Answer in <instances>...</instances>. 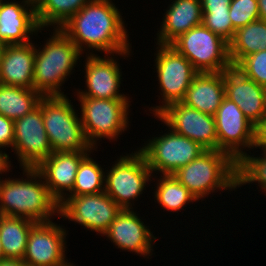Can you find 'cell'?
I'll list each match as a JSON object with an SVG mask.
<instances>
[{
  "label": "cell",
  "instance_id": "39",
  "mask_svg": "<svg viewBox=\"0 0 266 266\" xmlns=\"http://www.w3.org/2000/svg\"><path fill=\"white\" fill-rule=\"evenodd\" d=\"M259 18L266 21V0H257Z\"/></svg>",
  "mask_w": 266,
  "mask_h": 266
},
{
  "label": "cell",
  "instance_id": "32",
  "mask_svg": "<svg viewBox=\"0 0 266 266\" xmlns=\"http://www.w3.org/2000/svg\"><path fill=\"white\" fill-rule=\"evenodd\" d=\"M245 77L266 87V50L244 57L236 66Z\"/></svg>",
  "mask_w": 266,
  "mask_h": 266
},
{
  "label": "cell",
  "instance_id": "8",
  "mask_svg": "<svg viewBox=\"0 0 266 266\" xmlns=\"http://www.w3.org/2000/svg\"><path fill=\"white\" fill-rule=\"evenodd\" d=\"M198 73H219L232 67L229 43L203 24L181 34L170 44Z\"/></svg>",
  "mask_w": 266,
  "mask_h": 266
},
{
  "label": "cell",
  "instance_id": "18",
  "mask_svg": "<svg viewBox=\"0 0 266 266\" xmlns=\"http://www.w3.org/2000/svg\"><path fill=\"white\" fill-rule=\"evenodd\" d=\"M42 29L36 20L35 3L30 0H4L0 7V43L25 44Z\"/></svg>",
  "mask_w": 266,
  "mask_h": 266
},
{
  "label": "cell",
  "instance_id": "38",
  "mask_svg": "<svg viewBox=\"0 0 266 266\" xmlns=\"http://www.w3.org/2000/svg\"><path fill=\"white\" fill-rule=\"evenodd\" d=\"M0 266H28V264L23 259L3 258L0 260Z\"/></svg>",
  "mask_w": 266,
  "mask_h": 266
},
{
  "label": "cell",
  "instance_id": "3",
  "mask_svg": "<svg viewBox=\"0 0 266 266\" xmlns=\"http://www.w3.org/2000/svg\"><path fill=\"white\" fill-rule=\"evenodd\" d=\"M52 31L44 45H35L33 89L42 96H66L61 88L84 56L60 29Z\"/></svg>",
  "mask_w": 266,
  "mask_h": 266
},
{
  "label": "cell",
  "instance_id": "6",
  "mask_svg": "<svg viewBox=\"0 0 266 266\" xmlns=\"http://www.w3.org/2000/svg\"><path fill=\"white\" fill-rule=\"evenodd\" d=\"M80 119L88 142L97 149L98 141H117L129 127L130 99L77 97Z\"/></svg>",
  "mask_w": 266,
  "mask_h": 266
},
{
  "label": "cell",
  "instance_id": "40",
  "mask_svg": "<svg viewBox=\"0 0 266 266\" xmlns=\"http://www.w3.org/2000/svg\"><path fill=\"white\" fill-rule=\"evenodd\" d=\"M4 46H5L4 44L0 43V58H1L2 50H3Z\"/></svg>",
  "mask_w": 266,
  "mask_h": 266
},
{
  "label": "cell",
  "instance_id": "23",
  "mask_svg": "<svg viewBox=\"0 0 266 266\" xmlns=\"http://www.w3.org/2000/svg\"><path fill=\"white\" fill-rule=\"evenodd\" d=\"M225 97L223 72L197 73L181 101L202 113L215 115Z\"/></svg>",
  "mask_w": 266,
  "mask_h": 266
},
{
  "label": "cell",
  "instance_id": "29",
  "mask_svg": "<svg viewBox=\"0 0 266 266\" xmlns=\"http://www.w3.org/2000/svg\"><path fill=\"white\" fill-rule=\"evenodd\" d=\"M91 154L93 153L90 152L79 164L74 187L67 196L98 194L104 191L106 171Z\"/></svg>",
  "mask_w": 266,
  "mask_h": 266
},
{
  "label": "cell",
  "instance_id": "22",
  "mask_svg": "<svg viewBox=\"0 0 266 266\" xmlns=\"http://www.w3.org/2000/svg\"><path fill=\"white\" fill-rule=\"evenodd\" d=\"M171 3L157 31L156 44H170L181 34L202 24L201 0H173Z\"/></svg>",
  "mask_w": 266,
  "mask_h": 266
},
{
  "label": "cell",
  "instance_id": "24",
  "mask_svg": "<svg viewBox=\"0 0 266 266\" xmlns=\"http://www.w3.org/2000/svg\"><path fill=\"white\" fill-rule=\"evenodd\" d=\"M35 223L24 217L0 215V247L3 258L23 259L28 236Z\"/></svg>",
  "mask_w": 266,
  "mask_h": 266
},
{
  "label": "cell",
  "instance_id": "14",
  "mask_svg": "<svg viewBox=\"0 0 266 266\" xmlns=\"http://www.w3.org/2000/svg\"><path fill=\"white\" fill-rule=\"evenodd\" d=\"M12 152L16 154L20 169L36 168L53 152L44 127L42 98L30 113L14 120Z\"/></svg>",
  "mask_w": 266,
  "mask_h": 266
},
{
  "label": "cell",
  "instance_id": "11",
  "mask_svg": "<svg viewBox=\"0 0 266 266\" xmlns=\"http://www.w3.org/2000/svg\"><path fill=\"white\" fill-rule=\"evenodd\" d=\"M123 209L105 192L80 196H66L59 203V217L74 221L103 235ZM64 218V219H63Z\"/></svg>",
  "mask_w": 266,
  "mask_h": 266
},
{
  "label": "cell",
  "instance_id": "21",
  "mask_svg": "<svg viewBox=\"0 0 266 266\" xmlns=\"http://www.w3.org/2000/svg\"><path fill=\"white\" fill-rule=\"evenodd\" d=\"M35 43L7 44L0 58V84L33 89Z\"/></svg>",
  "mask_w": 266,
  "mask_h": 266
},
{
  "label": "cell",
  "instance_id": "10",
  "mask_svg": "<svg viewBox=\"0 0 266 266\" xmlns=\"http://www.w3.org/2000/svg\"><path fill=\"white\" fill-rule=\"evenodd\" d=\"M167 128L166 133L144 141L146 143L137 148L144 155L152 174L173 175L206 151L194 140Z\"/></svg>",
  "mask_w": 266,
  "mask_h": 266
},
{
  "label": "cell",
  "instance_id": "33",
  "mask_svg": "<svg viewBox=\"0 0 266 266\" xmlns=\"http://www.w3.org/2000/svg\"><path fill=\"white\" fill-rule=\"evenodd\" d=\"M229 17L236 30L260 19L257 0H231Z\"/></svg>",
  "mask_w": 266,
  "mask_h": 266
},
{
  "label": "cell",
  "instance_id": "1",
  "mask_svg": "<svg viewBox=\"0 0 266 266\" xmlns=\"http://www.w3.org/2000/svg\"><path fill=\"white\" fill-rule=\"evenodd\" d=\"M119 10L112 0H90L59 29L82 54L88 51L86 54L93 55L98 51L113 55L129 51L132 44Z\"/></svg>",
  "mask_w": 266,
  "mask_h": 266
},
{
  "label": "cell",
  "instance_id": "9",
  "mask_svg": "<svg viewBox=\"0 0 266 266\" xmlns=\"http://www.w3.org/2000/svg\"><path fill=\"white\" fill-rule=\"evenodd\" d=\"M154 59L159 82V106L151 105L150 113L157 116L168 105L181 102L193 78L198 73L190 61L169 44H156ZM158 49V50H157ZM160 97V98H159ZM162 101V102H161ZM161 102V103H160ZM161 104V105H160Z\"/></svg>",
  "mask_w": 266,
  "mask_h": 266
},
{
  "label": "cell",
  "instance_id": "5",
  "mask_svg": "<svg viewBox=\"0 0 266 266\" xmlns=\"http://www.w3.org/2000/svg\"><path fill=\"white\" fill-rule=\"evenodd\" d=\"M74 107L67 95L42 97L43 122L53 152L97 151L88 142Z\"/></svg>",
  "mask_w": 266,
  "mask_h": 266
},
{
  "label": "cell",
  "instance_id": "27",
  "mask_svg": "<svg viewBox=\"0 0 266 266\" xmlns=\"http://www.w3.org/2000/svg\"><path fill=\"white\" fill-rule=\"evenodd\" d=\"M90 0H37L36 20L40 29H59Z\"/></svg>",
  "mask_w": 266,
  "mask_h": 266
},
{
  "label": "cell",
  "instance_id": "19",
  "mask_svg": "<svg viewBox=\"0 0 266 266\" xmlns=\"http://www.w3.org/2000/svg\"><path fill=\"white\" fill-rule=\"evenodd\" d=\"M93 151L52 152L35 169L43 176L50 195L60 203L73 189L78 166Z\"/></svg>",
  "mask_w": 266,
  "mask_h": 266
},
{
  "label": "cell",
  "instance_id": "20",
  "mask_svg": "<svg viewBox=\"0 0 266 266\" xmlns=\"http://www.w3.org/2000/svg\"><path fill=\"white\" fill-rule=\"evenodd\" d=\"M225 96L235 102L244 116L256 125L266 114L265 87L231 67L223 71Z\"/></svg>",
  "mask_w": 266,
  "mask_h": 266
},
{
  "label": "cell",
  "instance_id": "30",
  "mask_svg": "<svg viewBox=\"0 0 266 266\" xmlns=\"http://www.w3.org/2000/svg\"><path fill=\"white\" fill-rule=\"evenodd\" d=\"M262 154L255 156L254 152L245 153L236 162L237 189L248 184H257L266 195V150H261Z\"/></svg>",
  "mask_w": 266,
  "mask_h": 266
},
{
  "label": "cell",
  "instance_id": "42",
  "mask_svg": "<svg viewBox=\"0 0 266 266\" xmlns=\"http://www.w3.org/2000/svg\"><path fill=\"white\" fill-rule=\"evenodd\" d=\"M3 1H4V0H0V7H1V5H2Z\"/></svg>",
  "mask_w": 266,
  "mask_h": 266
},
{
  "label": "cell",
  "instance_id": "41",
  "mask_svg": "<svg viewBox=\"0 0 266 266\" xmlns=\"http://www.w3.org/2000/svg\"><path fill=\"white\" fill-rule=\"evenodd\" d=\"M3 259V254H2V250H1V247H0V260Z\"/></svg>",
  "mask_w": 266,
  "mask_h": 266
},
{
  "label": "cell",
  "instance_id": "13",
  "mask_svg": "<svg viewBox=\"0 0 266 266\" xmlns=\"http://www.w3.org/2000/svg\"><path fill=\"white\" fill-rule=\"evenodd\" d=\"M132 50L119 54H86L84 67L85 85L83 89H75L77 97H90L97 99H129L124 93L120 92L121 82L123 81L122 70L117 57L129 58ZM104 56V57H103ZM113 56V57H112Z\"/></svg>",
  "mask_w": 266,
  "mask_h": 266
},
{
  "label": "cell",
  "instance_id": "37",
  "mask_svg": "<svg viewBox=\"0 0 266 266\" xmlns=\"http://www.w3.org/2000/svg\"><path fill=\"white\" fill-rule=\"evenodd\" d=\"M9 159H10L9 154L6 153V151L0 149V175H1L0 177H2L4 173L7 175V172L8 173L9 171L12 172L10 167L11 165L13 166V164Z\"/></svg>",
  "mask_w": 266,
  "mask_h": 266
},
{
  "label": "cell",
  "instance_id": "12",
  "mask_svg": "<svg viewBox=\"0 0 266 266\" xmlns=\"http://www.w3.org/2000/svg\"><path fill=\"white\" fill-rule=\"evenodd\" d=\"M214 118L218 150L229 154L236 162L247 151L254 150L255 125L235 102L225 96Z\"/></svg>",
  "mask_w": 266,
  "mask_h": 266
},
{
  "label": "cell",
  "instance_id": "15",
  "mask_svg": "<svg viewBox=\"0 0 266 266\" xmlns=\"http://www.w3.org/2000/svg\"><path fill=\"white\" fill-rule=\"evenodd\" d=\"M52 221L36 222L29 233L23 260L28 266H73L66 256L68 231ZM66 251V253H65Z\"/></svg>",
  "mask_w": 266,
  "mask_h": 266
},
{
  "label": "cell",
  "instance_id": "7",
  "mask_svg": "<svg viewBox=\"0 0 266 266\" xmlns=\"http://www.w3.org/2000/svg\"><path fill=\"white\" fill-rule=\"evenodd\" d=\"M125 154L118 157L110 169L105 170L104 191L122 209H134V201L158 176L152 174L144 155L138 149L134 153Z\"/></svg>",
  "mask_w": 266,
  "mask_h": 266
},
{
  "label": "cell",
  "instance_id": "31",
  "mask_svg": "<svg viewBox=\"0 0 266 266\" xmlns=\"http://www.w3.org/2000/svg\"><path fill=\"white\" fill-rule=\"evenodd\" d=\"M202 24L228 43L232 40L235 28L229 17V10H202Z\"/></svg>",
  "mask_w": 266,
  "mask_h": 266
},
{
  "label": "cell",
  "instance_id": "35",
  "mask_svg": "<svg viewBox=\"0 0 266 266\" xmlns=\"http://www.w3.org/2000/svg\"><path fill=\"white\" fill-rule=\"evenodd\" d=\"M266 150V114L255 125V146L254 149Z\"/></svg>",
  "mask_w": 266,
  "mask_h": 266
},
{
  "label": "cell",
  "instance_id": "4",
  "mask_svg": "<svg viewBox=\"0 0 266 266\" xmlns=\"http://www.w3.org/2000/svg\"><path fill=\"white\" fill-rule=\"evenodd\" d=\"M236 173V161L229 154L206 150L173 175L199 201L218 191H236Z\"/></svg>",
  "mask_w": 266,
  "mask_h": 266
},
{
  "label": "cell",
  "instance_id": "26",
  "mask_svg": "<svg viewBox=\"0 0 266 266\" xmlns=\"http://www.w3.org/2000/svg\"><path fill=\"white\" fill-rule=\"evenodd\" d=\"M42 97L34 89L0 84V115L21 118L35 109Z\"/></svg>",
  "mask_w": 266,
  "mask_h": 266
},
{
  "label": "cell",
  "instance_id": "16",
  "mask_svg": "<svg viewBox=\"0 0 266 266\" xmlns=\"http://www.w3.org/2000/svg\"><path fill=\"white\" fill-rule=\"evenodd\" d=\"M154 117L175 133L194 140L206 150H218V138L213 115L202 113L182 102H175Z\"/></svg>",
  "mask_w": 266,
  "mask_h": 266
},
{
  "label": "cell",
  "instance_id": "28",
  "mask_svg": "<svg viewBox=\"0 0 266 266\" xmlns=\"http://www.w3.org/2000/svg\"><path fill=\"white\" fill-rule=\"evenodd\" d=\"M156 181L153 196L155 203L161 205V209L178 213L179 210H184L186 205L198 202L174 175H159Z\"/></svg>",
  "mask_w": 266,
  "mask_h": 266
},
{
  "label": "cell",
  "instance_id": "36",
  "mask_svg": "<svg viewBox=\"0 0 266 266\" xmlns=\"http://www.w3.org/2000/svg\"><path fill=\"white\" fill-rule=\"evenodd\" d=\"M231 0H201L202 10H229Z\"/></svg>",
  "mask_w": 266,
  "mask_h": 266
},
{
  "label": "cell",
  "instance_id": "2",
  "mask_svg": "<svg viewBox=\"0 0 266 266\" xmlns=\"http://www.w3.org/2000/svg\"><path fill=\"white\" fill-rule=\"evenodd\" d=\"M23 177H0V215L49 222L57 214L59 203L50 195L43 176L35 168H22ZM25 174V175H24Z\"/></svg>",
  "mask_w": 266,
  "mask_h": 266
},
{
  "label": "cell",
  "instance_id": "17",
  "mask_svg": "<svg viewBox=\"0 0 266 266\" xmlns=\"http://www.w3.org/2000/svg\"><path fill=\"white\" fill-rule=\"evenodd\" d=\"M138 215L134 209H123L102 236L118 249L149 259L154 255L153 243H156L157 237Z\"/></svg>",
  "mask_w": 266,
  "mask_h": 266
},
{
  "label": "cell",
  "instance_id": "25",
  "mask_svg": "<svg viewBox=\"0 0 266 266\" xmlns=\"http://www.w3.org/2000/svg\"><path fill=\"white\" fill-rule=\"evenodd\" d=\"M266 50V21L258 19L235 30L229 42V57L235 67L244 57Z\"/></svg>",
  "mask_w": 266,
  "mask_h": 266
},
{
  "label": "cell",
  "instance_id": "34",
  "mask_svg": "<svg viewBox=\"0 0 266 266\" xmlns=\"http://www.w3.org/2000/svg\"><path fill=\"white\" fill-rule=\"evenodd\" d=\"M14 120L0 115V149L13 147L14 142ZM7 147V148H6Z\"/></svg>",
  "mask_w": 266,
  "mask_h": 266
}]
</instances>
